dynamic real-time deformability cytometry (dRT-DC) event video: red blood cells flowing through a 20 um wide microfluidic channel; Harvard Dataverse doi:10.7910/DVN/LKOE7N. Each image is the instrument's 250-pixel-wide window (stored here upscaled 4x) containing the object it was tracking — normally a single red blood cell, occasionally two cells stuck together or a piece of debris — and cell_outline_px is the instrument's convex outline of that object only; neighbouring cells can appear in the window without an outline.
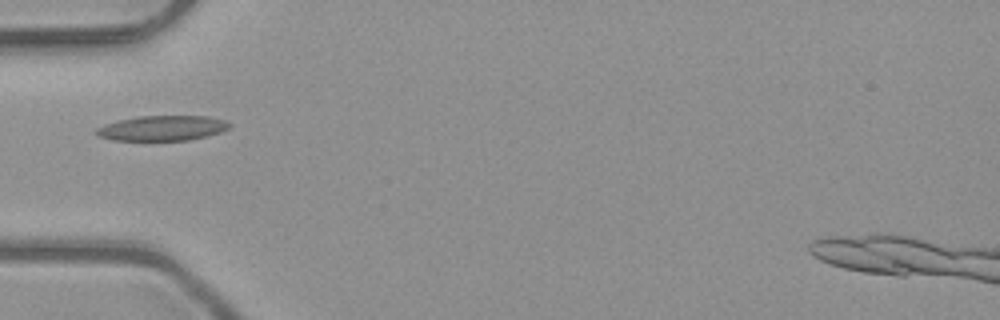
{"species": "common noctule bat (a hibernating species)", "species_latin": "Nyctalus noctula", "temperature_condition": "room temperature", "stored_images_in_passage": 2, "camera_frame_rate_fps": 3000, "um_per_image_px": 0.085, "animal": {"sex": "male", "body_mass_g": 23.1, "forearm_length_mm": 52.7}, "frame": {"image": 1, "passage_image": 1, "time_ms": 0.0, "image_size_px": [1000, 320], "cell_outline_px": [[232, 124], [228, 128], [220, 132], [208, 136], [188, 140], [112, 140], [100, 136], [92, 132], [96, 128], [104, 124], [120, 120], [140, 116], [208, 116], [224, 120]], "centroid_in_image_um": [13.79, 10.89], "position_along_channel_um": 71.2, "area_um2": 19.42}}
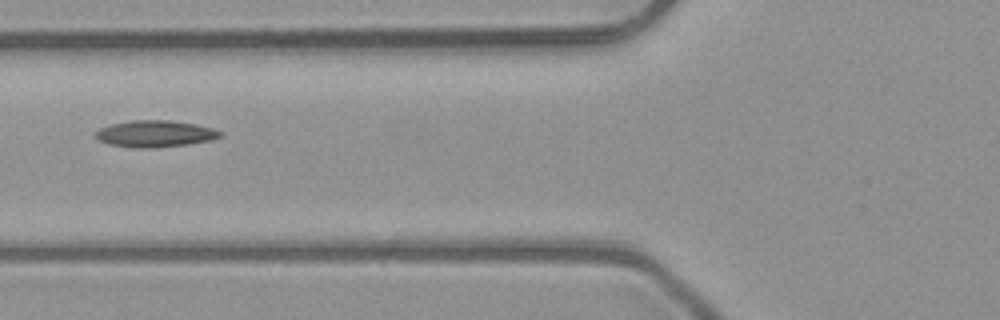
{"frame": {"image": 2, "passage_image": 2, "time_ms": 0.333, "image_size_px": [1000, 320], "cell_outline_px": [[220, 136], [212, 140], [188, 144], [152, 148], [132, 148], [108, 144], [92, 136], [92, 132], [100, 128], [112, 124], [132, 120], [168, 120], [192, 124], [212, 128], [220, 132]], "centroid_in_image_um": [13.09, 11.38], "position_along_channel_um": 112.7, "area_um2": 19.31}}